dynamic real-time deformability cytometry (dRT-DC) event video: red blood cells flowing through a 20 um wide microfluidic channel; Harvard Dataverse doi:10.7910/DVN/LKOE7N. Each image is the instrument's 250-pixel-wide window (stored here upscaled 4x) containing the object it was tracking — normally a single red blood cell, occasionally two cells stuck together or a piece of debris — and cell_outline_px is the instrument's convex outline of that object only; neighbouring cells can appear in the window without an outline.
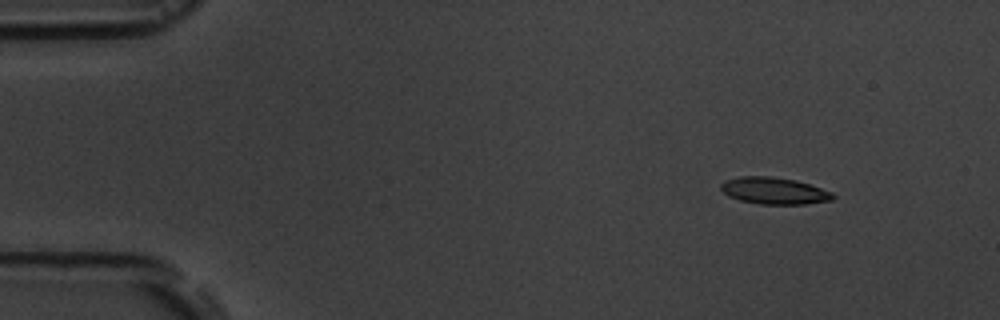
{"species": "common noctule bat (a hibernating species)", "species_latin": "Nyctalus noctula", "temperature_condition": "room temperature", "stored_images_in_passage": 3, "camera_frame_rate_fps": 3000, "um_per_image_px": 0.085, "animal": {"sex": "male", "body_mass_g": 19.5, "forearm_length_mm": 54.6}, "frame": {"image": 1, "passage_image": 1, "time_ms": 0.0, "image_size_px": [1000, 320], "cell_outline_px": [[836, 196], [832, 200], [804, 204], [760, 204], [740, 200], [728, 196], [720, 188], [720, 184], [724, 180], [740, 176], [772, 176], [796, 180], [832, 192]], "centroid_in_image_um": [65.78, 16.21], "position_along_channel_um": 19.2, "area_um2": 17.51}}